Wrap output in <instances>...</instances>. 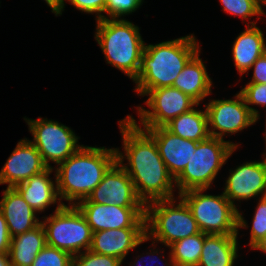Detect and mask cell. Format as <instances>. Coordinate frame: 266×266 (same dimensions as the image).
Instances as JSON below:
<instances>
[{"label": "cell", "mask_w": 266, "mask_h": 266, "mask_svg": "<svg viewBox=\"0 0 266 266\" xmlns=\"http://www.w3.org/2000/svg\"><path fill=\"white\" fill-rule=\"evenodd\" d=\"M119 127L125 157L116 148L117 162L130 176L138 197L145 205L173 198L175 179L169 174L154 139L130 115L119 121ZM125 158L129 165L123 164Z\"/></svg>", "instance_id": "1"}, {"label": "cell", "mask_w": 266, "mask_h": 266, "mask_svg": "<svg viewBox=\"0 0 266 266\" xmlns=\"http://www.w3.org/2000/svg\"><path fill=\"white\" fill-rule=\"evenodd\" d=\"M116 162V148L81 145L55 169L59 199L69 201L70 205L86 199Z\"/></svg>", "instance_id": "2"}, {"label": "cell", "mask_w": 266, "mask_h": 266, "mask_svg": "<svg viewBox=\"0 0 266 266\" xmlns=\"http://www.w3.org/2000/svg\"><path fill=\"white\" fill-rule=\"evenodd\" d=\"M194 35L144 46L137 77L133 80L135 90L144 96L152 89L170 87L177 76L198 52L199 45Z\"/></svg>", "instance_id": "3"}, {"label": "cell", "mask_w": 266, "mask_h": 266, "mask_svg": "<svg viewBox=\"0 0 266 266\" xmlns=\"http://www.w3.org/2000/svg\"><path fill=\"white\" fill-rule=\"evenodd\" d=\"M95 39L108 64L118 68L129 78L137 77L145 43L138 26L128 20L103 18L97 20Z\"/></svg>", "instance_id": "4"}, {"label": "cell", "mask_w": 266, "mask_h": 266, "mask_svg": "<svg viewBox=\"0 0 266 266\" xmlns=\"http://www.w3.org/2000/svg\"><path fill=\"white\" fill-rule=\"evenodd\" d=\"M205 189H191L179 194L190 208L201 232L206 234H238L246 226L239 210L222 193L203 194Z\"/></svg>", "instance_id": "5"}, {"label": "cell", "mask_w": 266, "mask_h": 266, "mask_svg": "<svg viewBox=\"0 0 266 266\" xmlns=\"http://www.w3.org/2000/svg\"><path fill=\"white\" fill-rule=\"evenodd\" d=\"M181 199L175 206V198L156 200L146 204V237L166 246L177 240L200 233L193 214ZM151 222V223H150ZM150 230V231H149Z\"/></svg>", "instance_id": "6"}, {"label": "cell", "mask_w": 266, "mask_h": 266, "mask_svg": "<svg viewBox=\"0 0 266 266\" xmlns=\"http://www.w3.org/2000/svg\"><path fill=\"white\" fill-rule=\"evenodd\" d=\"M237 144L209 136L197 142L196 149L183 172L175 179L179 194L191 189L207 190L220 168L237 148Z\"/></svg>", "instance_id": "7"}, {"label": "cell", "mask_w": 266, "mask_h": 266, "mask_svg": "<svg viewBox=\"0 0 266 266\" xmlns=\"http://www.w3.org/2000/svg\"><path fill=\"white\" fill-rule=\"evenodd\" d=\"M55 213L41 222L46 234V243L69 252L72 256L88 251L93 232L85 217L75 205L58 203Z\"/></svg>", "instance_id": "8"}, {"label": "cell", "mask_w": 266, "mask_h": 266, "mask_svg": "<svg viewBox=\"0 0 266 266\" xmlns=\"http://www.w3.org/2000/svg\"><path fill=\"white\" fill-rule=\"evenodd\" d=\"M29 131L33 135L30 141L41 154L45 165L50 168L49 161L57 165L73 155L81 146L77 144L78 137L67 126L57 121L42 119H27Z\"/></svg>", "instance_id": "9"}, {"label": "cell", "mask_w": 266, "mask_h": 266, "mask_svg": "<svg viewBox=\"0 0 266 266\" xmlns=\"http://www.w3.org/2000/svg\"><path fill=\"white\" fill-rule=\"evenodd\" d=\"M145 95H149L145 103L152 111L138 107L140 121L144 127L141 129L165 126L172 119L199 105L189 95L173 86L152 89Z\"/></svg>", "instance_id": "10"}, {"label": "cell", "mask_w": 266, "mask_h": 266, "mask_svg": "<svg viewBox=\"0 0 266 266\" xmlns=\"http://www.w3.org/2000/svg\"><path fill=\"white\" fill-rule=\"evenodd\" d=\"M85 217L92 232L126 227H146V207H120L97 204L83 199L75 205Z\"/></svg>", "instance_id": "11"}, {"label": "cell", "mask_w": 266, "mask_h": 266, "mask_svg": "<svg viewBox=\"0 0 266 266\" xmlns=\"http://www.w3.org/2000/svg\"><path fill=\"white\" fill-rule=\"evenodd\" d=\"M209 134L212 137L223 139L226 133H237L257 122L249 107L239 92L236 99L212 100L205 104ZM219 130V131H215Z\"/></svg>", "instance_id": "12"}, {"label": "cell", "mask_w": 266, "mask_h": 266, "mask_svg": "<svg viewBox=\"0 0 266 266\" xmlns=\"http://www.w3.org/2000/svg\"><path fill=\"white\" fill-rule=\"evenodd\" d=\"M86 199L97 204H115L120 207H146L138 197L130 176L118 162L107 171L102 181Z\"/></svg>", "instance_id": "13"}, {"label": "cell", "mask_w": 266, "mask_h": 266, "mask_svg": "<svg viewBox=\"0 0 266 266\" xmlns=\"http://www.w3.org/2000/svg\"><path fill=\"white\" fill-rule=\"evenodd\" d=\"M223 194L234 204L235 200H248L259 194L266 197V160L246 162L238 166L226 180Z\"/></svg>", "instance_id": "14"}, {"label": "cell", "mask_w": 266, "mask_h": 266, "mask_svg": "<svg viewBox=\"0 0 266 266\" xmlns=\"http://www.w3.org/2000/svg\"><path fill=\"white\" fill-rule=\"evenodd\" d=\"M48 167L30 140H20L0 171V184L15 187Z\"/></svg>", "instance_id": "15"}, {"label": "cell", "mask_w": 266, "mask_h": 266, "mask_svg": "<svg viewBox=\"0 0 266 266\" xmlns=\"http://www.w3.org/2000/svg\"><path fill=\"white\" fill-rule=\"evenodd\" d=\"M143 130L154 139L169 174L176 179L194 154L197 142L181 138L165 126Z\"/></svg>", "instance_id": "16"}, {"label": "cell", "mask_w": 266, "mask_h": 266, "mask_svg": "<svg viewBox=\"0 0 266 266\" xmlns=\"http://www.w3.org/2000/svg\"><path fill=\"white\" fill-rule=\"evenodd\" d=\"M146 227H126L93 232L89 250L100 255L112 256L123 262L129 251L148 241Z\"/></svg>", "instance_id": "17"}, {"label": "cell", "mask_w": 266, "mask_h": 266, "mask_svg": "<svg viewBox=\"0 0 266 266\" xmlns=\"http://www.w3.org/2000/svg\"><path fill=\"white\" fill-rule=\"evenodd\" d=\"M0 210L7 222L11 237L32 230L42 222L36 218V211L14 187H7L3 191Z\"/></svg>", "instance_id": "18"}, {"label": "cell", "mask_w": 266, "mask_h": 266, "mask_svg": "<svg viewBox=\"0 0 266 266\" xmlns=\"http://www.w3.org/2000/svg\"><path fill=\"white\" fill-rule=\"evenodd\" d=\"M52 170L53 167L47 168L40 174L31 176L14 187L36 212H42L49 205L61 201L58 199L57 184L54 185V182L49 178Z\"/></svg>", "instance_id": "19"}, {"label": "cell", "mask_w": 266, "mask_h": 266, "mask_svg": "<svg viewBox=\"0 0 266 266\" xmlns=\"http://www.w3.org/2000/svg\"><path fill=\"white\" fill-rule=\"evenodd\" d=\"M246 27L247 30L236 38L232 47L235 66L241 75L250 70L253 63L266 52L263 33L256 23L250 22Z\"/></svg>", "instance_id": "20"}, {"label": "cell", "mask_w": 266, "mask_h": 266, "mask_svg": "<svg viewBox=\"0 0 266 266\" xmlns=\"http://www.w3.org/2000/svg\"><path fill=\"white\" fill-rule=\"evenodd\" d=\"M198 51L186 64L173 83V87L189 95L198 104L211 93L212 81Z\"/></svg>", "instance_id": "21"}, {"label": "cell", "mask_w": 266, "mask_h": 266, "mask_svg": "<svg viewBox=\"0 0 266 266\" xmlns=\"http://www.w3.org/2000/svg\"><path fill=\"white\" fill-rule=\"evenodd\" d=\"M238 234H207L197 266H233L238 257Z\"/></svg>", "instance_id": "22"}, {"label": "cell", "mask_w": 266, "mask_h": 266, "mask_svg": "<svg viewBox=\"0 0 266 266\" xmlns=\"http://www.w3.org/2000/svg\"><path fill=\"white\" fill-rule=\"evenodd\" d=\"M46 245V234L42 224L12 237L8 253L11 265L31 266Z\"/></svg>", "instance_id": "23"}, {"label": "cell", "mask_w": 266, "mask_h": 266, "mask_svg": "<svg viewBox=\"0 0 266 266\" xmlns=\"http://www.w3.org/2000/svg\"><path fill=\"white\" fill-rule=\"evenodd\" d=\"M165 127L181 138L196 142L203 141L210 136L206 109L202 111L192 108L172 119Z\"/></svg>", "instance_id": "24"}, {"label": "cell", "mask_w": 266, "mask_h": 266, "mask_svg": "<svg viewBox=\"0 0 266 266\" xmlns=\"http://www.w3.org/2000/svg\"><path fill=\"white\" fill-rule=\"evenodd\" d=\"M206 235V233L200 232L169 245L174 266H197Z\"/></svg>", "instance_id": "25"}, {"label": "cell", "mask_w": 266, "mask_h": 266, "mask_svg": "<svg viewBox=\"0 0 266 266\" xmlns=\"http://www.w3.org/2000/svg\"><path fill=\"white\" fill-rule=\"evenodd\" d=\"M31 266H73V256L67 251L46 245Z\"/></svg>", "instance_id": "26"}, {"label": "cell", "mask_w": 266, "mask_h": 266, "mask_svg": "<svg viewBox=\"0 0 266 266\" xmlns=\"http://www.w3.org/2000/svg\"><path fill=\"white\" fill-rule=\"evenodd\" d=\"M224 12L247 19L254 15H265L259 0H220Z\"/></svg>", "instance_id": "27"}, {"label": "cell", "mask_w": 266, "mask_h": 266, "mask_svg": "<svg viewBox=\"0 0 266 266\" xmlns=\"http://www.w3.org/2000/svg\"><path fill=\"white\" fill-rule=\"evenodd\" d=\"M122 261L116 257L84 251L73 256V266H121Z\"/></svg>", "instance_id": "28"}, {"label": "cell", "mask_w": 266, "mask_h": 266, "mask_svg": "<svg viewBox=\"0 0 266 266\" xmlns=\"http://www.w3.org/2000/svg\"><path fill=\"white\" fill-rule=\"evenodd\" d=\"M240 93L242 94L246 105L249 107V110L258 120L260 114L255 108L250 107L249 104L266 106V84L248 83L242 88Z\"/></svg>", "instance_id": "29"}, {"label": "cell", "mask_w": 266, "mask_h": 266, "mask_svg": "<svg viewBox=\"0 0 266 266\" xmlns=\"http://www.w3.org/2000/svg\"><path fill=\"white\" fill-rule=\"evenodd\" d=\"M249 245L252 247L257 241L266 235V197H260L253 216Z\"/></svg>", "instance_id": "30"}, {"label": "cell", "mask_w": 266, "mask_h": 266, "mask_svg": "<svg viewBox=\"0 0 266 266\" xmlns=\"http://www.w3.org/2000/svg\"><path fill=\"white\" fill-rule=\"evenodd\" d=\"M143 0H106L105 13L110 19H119L136 11Z\"/></svg>", "instance_id": "31"}, {"label": "cell", "mask_w": 266, "mask_h": 266, "mask_svg": "<svg viewBox=\"0 0 266 266\" xmlns=\"http://www.w3.org/2000/svg\"><path fill=\"white\" fill-rule=\"evenodd\" d=\"M76 9L86 13H97V20L107 18V16L101 14L105 12L106 0H67Z\"/></svg>", "instance_id": "32"}, {"label": "cell", "mask_w": 266, "mask_h": 266, "mask_svg": "<svg viewBox=\"0 0 266 266\" xmlns=\"http://www.w3.org/2000/svg\"><path fill=\"white\" fill-rule=\"evenodd\" d=\"M252 67L254 72L249 83L266 84V52L253 63Z\"/></svg>", "instance_id": "33"}, {"label": "cell", "mask_w": 266, "mask_h": 266, "mask_svg": "<svg viewBox=\"0 0 266 266\" xmlns=\"http://www.w3.org/2000/svg\"><path fill=\"white\" fill-rule=\"evenodd\" d=\"M11 239L7 222L0 210V254L9 253Z\"/></svg>", "instance_id": "34"}, {"label": "cell", "mask_w": 266, "mask_h": 266, "mask_svg": "<svg viewBox=\"0 0 266 266\" xmlns=\"http://www.w3.org/2000/svg\"><path fill=\"white\" fill-rule=\"evenodd\" d=\"M46 3L50 6L52 9V12L58 16L62 14V11L64 10V1L65 0H45Z\"/></svg>", "instance_id": "35"}, {"label": "cell", "mask_w": 266, "mask_h": 266, "mask_svg": "<svg viewBox=\"0 0 266 266\" xmlns=\"http://www.w3.org/2000/svg\"><path fill=\"white\" fill-rule=\"evenodd\" d=\"M251 248L258 249L266 253V235L257 241Z\"/></svg>", "instance_id": "36"}, {"label": "cell", "mask_w": 266, "mask_h": 266, "mask_svg": "<svg viewBox=\"0 0 266 266\" xmlns=\"http://www.w3.org/2000/svg\"><path fill=\"white\" fill-rule=\"evenodd\" d=\"M9 259L8 253L0 254V266H11Z\"/></svg>", "instance_id": "37"}, {"label": "cell", "mask_w": 266, "mask_h": 266, "mask_svg": "<svg viewBox=\"0 0 266 266\" xmlns=\"http://www.w3.org/2000/svg\"><path fill=\"white\" fill-rule=\"evenodd\" d=\"M169 257H170V262H169V263H170V266H174V263H173V260H172V257H171V253H170V256H169ZM152 258H153V259H156V258H154V257H151V261H152V262H153V259H152ZM139 260L141 261V259H139ZM139 260H138V261H139ZM138 264H139V263H137L136 266H139ZM133 266H134V265H133Z\"/></svg>", "instance_id": "38"}, {"label": "cell", "mask_w": 266, "mask_h": 266, "mask_svg": "<svg viewBox=\"0 0 266 266\" xmlns=\"http://www.w3.org/2000/svg\"><path fill=\"white\" fill-rule=\"evenodd\" d=\"M263 6H266V0H259Z\"/></svg>", "instance_id": "39"}, {"label": "cell", "mask_w": 266, "mask_h": 266, "mask_svg": "<svg viewBox=\"0 0 266 266\" xmlns=\"http://www.w3.org/2000/svg\"><path fill=\"white\" fill-rule=\"evenodd\" d=\"M266 133V132H265ZM265 141H266V134H265ZM265 155V158H264V160H266V153L264 154Z\"/></svg>", "instance_id": "40"}]
</instances>
